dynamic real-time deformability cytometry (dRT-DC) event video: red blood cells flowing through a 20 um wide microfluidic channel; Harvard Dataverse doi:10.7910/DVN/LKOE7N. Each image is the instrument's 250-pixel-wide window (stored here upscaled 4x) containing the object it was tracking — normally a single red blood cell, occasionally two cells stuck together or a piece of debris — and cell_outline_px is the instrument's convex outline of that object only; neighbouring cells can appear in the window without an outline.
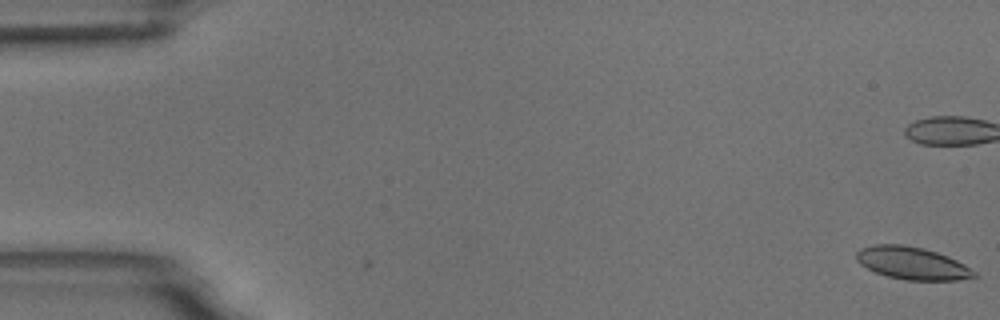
{"species": "common noctule bat (a hibernating species)", "species_latin": "Nyctalus noctula", "temperature_condition": "room temperature", "stored_images_in_passage": 6, "camera_frame_rate_fps": 3000, "um_per_image_px": 0.085, "animal": {"sex": "male", "body_mass_g": 18.8}, "frame": {"image": 1, "passage_image": 1, "time_ms": 0.0, "image_size_px": [1000, 320], "cell_outline_px": [[976, 276], [956, 280], [904, 280], [888, 276], [876, 272], [860, 264], [856, 260], [856, 252], [860, 248], [872, 244], [904, 244], [924, 248], [948, 256], [964, 264], [976, 272]], "centroid_in_image_um": [77.5, 22.35], "position_along_channel_um": 7.5, "area_um2": 22.31}}